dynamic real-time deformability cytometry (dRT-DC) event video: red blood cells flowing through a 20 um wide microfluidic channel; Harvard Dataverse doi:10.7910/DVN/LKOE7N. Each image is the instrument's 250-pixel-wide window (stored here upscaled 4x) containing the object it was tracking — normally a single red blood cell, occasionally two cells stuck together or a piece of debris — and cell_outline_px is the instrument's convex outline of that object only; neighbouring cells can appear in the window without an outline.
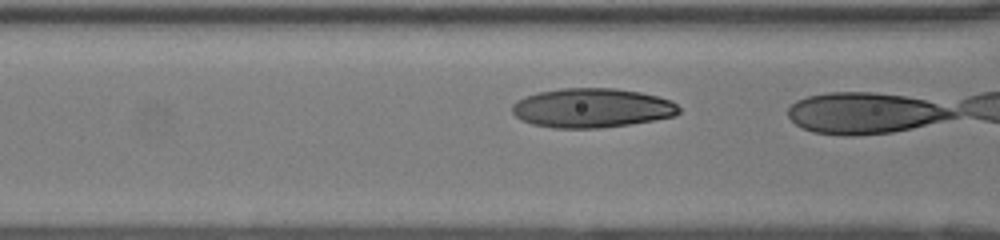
{"species": "human", "species_latin": "Homo sapiens", "temperature_condition": "room temperature", "stored_images_in_passage": 8, "camera_frame_rate_fps": 3000, "um_per_image_px": 0.085, "donor": {"sex": "female"}, "frame": {"image": 1, "passage_image": 7, "time_ms": 2.0, "image_size_px": [1000, 240], "cell_outline_px": [[680, 112], [676, 116], [628, 124], [600, 128], [552, 128], [532, 124], [520, 120], [512, 112], [512, 104], [516, 100], [524, 96], [536, 92], [560, 88], [616, 88], [640, 92], [672, 100], [680, 108]], "centroid_in_image_um": [50.28, 9.17], "position_along_channel_um": 116.3, "area_um2": 38.49}}